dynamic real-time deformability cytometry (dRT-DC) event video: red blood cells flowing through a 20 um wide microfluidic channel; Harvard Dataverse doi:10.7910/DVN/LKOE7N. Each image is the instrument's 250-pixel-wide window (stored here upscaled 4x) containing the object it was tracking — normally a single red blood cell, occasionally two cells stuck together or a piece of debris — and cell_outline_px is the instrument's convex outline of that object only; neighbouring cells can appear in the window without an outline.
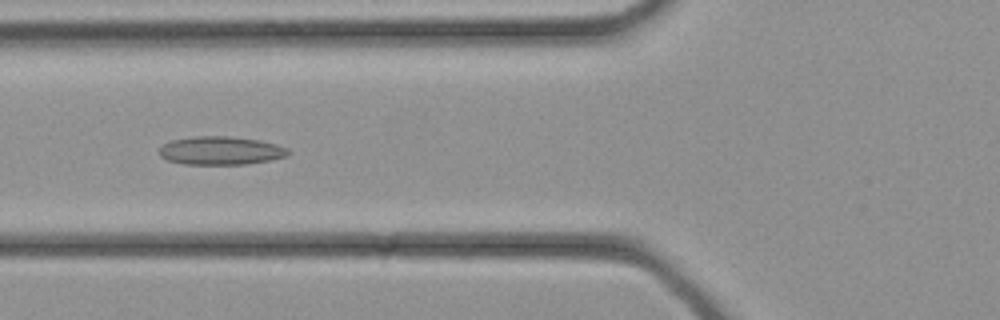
{"species": "common noctule bat (a hibernating species)", "species_latin": "Nyctalus noctula", "temperature_condition": "cold", "stored_images_in_passage": 35, "camera_frame_rate_fps": 3000, "um_per_image_px": 0.085, "animal": {"sex": "female", "body_mass_g": 21.9}, "frame": {"image": 1, "passage_image": 13, "time_ms": 4.0, "image_size_px": [1000, 320], "cell_outline_px": [[292, 152], [288, 156], [268, 160], [244, 164], [184, 164], [168, 160], [160, 156], [160, 148], [164, 144], [172, 140], [196, 136], [228, 136], [260, 140], [276, 144], [288, 148]], "centroid_in_image_um": [18.8, 12.8], "position_along_channel_um": 107.0, "area_um2": 21.21}}
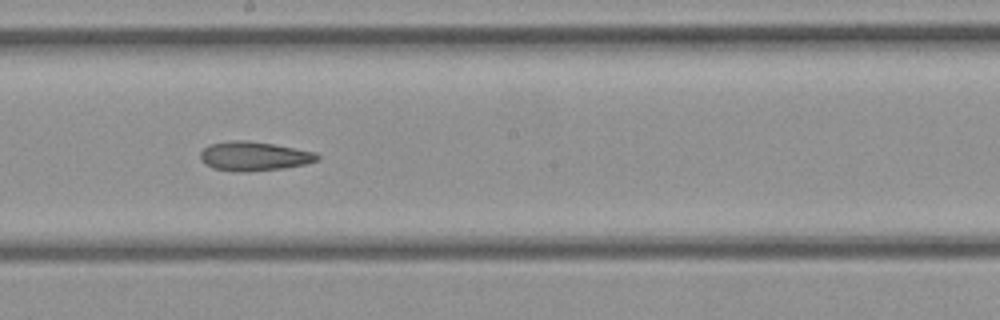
{"frame": {"image": 2, "passage_image": 19, "time_ms": 6.0, "image_size_px": [1000, 320], "cell_outline_px": [[320, 160], [304, 164], [284, 168], [244, 172], [212, 168], [204, 164], [200, 160], [200, 152], [208, 144], [232, 140], [248, 140], [272, 144], [316, 152], [320, 156]], "centroid_in_image_um": [21.57, 13.27], "position_along_channel_um": 226.6, "area_um2": 19.94}}
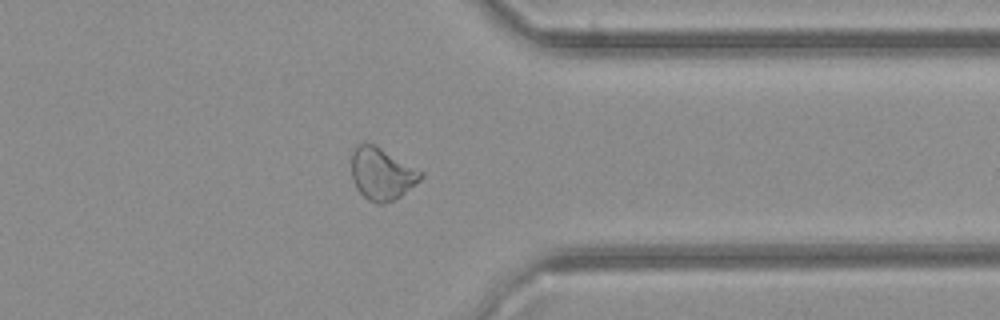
{"frame": {"image": 3, "passage_image": 27, "time_ms": 8.667, "image_size_px": [1000, 320], "cell_outline_px": [[424, 176], [416, 184], [400, 196], [384, 204], [380, 204], [368, 200], [356, 188], [352, 180], [352, 148], [356, 144], [376, 144], [424, 172]], "centroid_in_image_um": [32.46, 14.75], "position_along_channel_um": 378.9, "area_um2": 21.21}}